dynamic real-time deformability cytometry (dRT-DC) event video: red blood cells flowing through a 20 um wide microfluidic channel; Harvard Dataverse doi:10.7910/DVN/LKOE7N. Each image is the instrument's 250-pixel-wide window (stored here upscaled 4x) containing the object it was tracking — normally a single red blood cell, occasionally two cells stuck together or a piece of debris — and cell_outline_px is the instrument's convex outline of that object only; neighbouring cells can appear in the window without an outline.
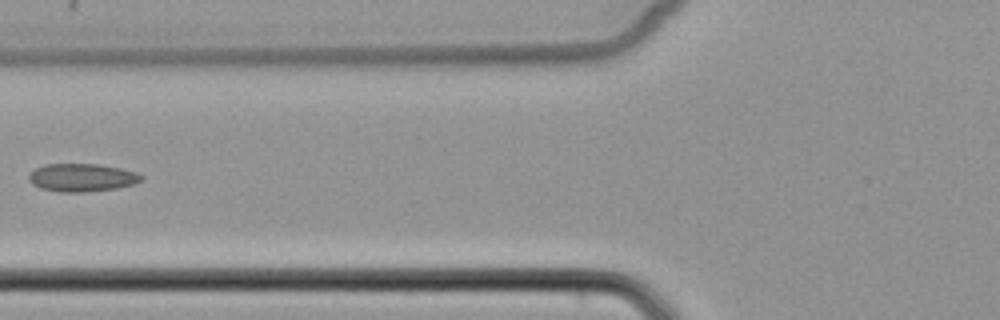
{"species": "common noctule bat (a hibernating species)", "species_latin": "Nyctalus noctula", "temperature_condition": "cold", "stored_images_in_passage": 6, "camera_frame_rate_fps": 3000, "um_per_image_px": 0.085, "animal": {"sex": "female", "body_mass_g": 22.7, "forearm_length_mm": 54.2}, "frame": {"image": 1, "passage_image": 6, "time_ms": 6.333, "image_size_px": [1000, 320], "cell_outline_px": [[144, 176], [140, 180], [132, 184], [116, 188], [84, 192], [60, 192], [40, 188], [32, 184], [28, 180], [28, 176], [36, 168], [44, 164], [100, 164], [120, 168], [136, 172]], "centroid_in_image_um": [6.93, 15.09], "position_along_channel_um": 118.9, "area_um2": 18.26}}